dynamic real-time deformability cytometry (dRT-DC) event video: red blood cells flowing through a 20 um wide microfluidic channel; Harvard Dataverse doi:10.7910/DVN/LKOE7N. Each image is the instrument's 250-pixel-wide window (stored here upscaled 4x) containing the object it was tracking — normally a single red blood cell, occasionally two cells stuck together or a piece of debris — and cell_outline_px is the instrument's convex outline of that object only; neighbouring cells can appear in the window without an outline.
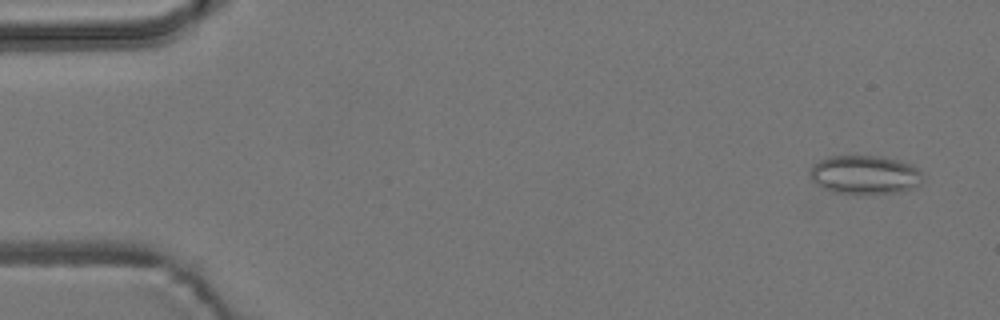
{"species": "common noctule bat (a hibernating species)", "species_latin": "Nyctalus noctula", "temperature_condition": "room temperature", "stored_images_in_passage": 4, "camera_frame_rate_fps": 3000, "um_per_image_px": 0.085, "animal": {"sex": "male", "body_mass_g": 19.2, "forearm_length_mm": 51.8}, "frame": {"image": 1, "passage_image": 1, "time_ms": 0.0, "image_size_px": [1000, 320], "cell_outline_px": [[924, 180], [916, 188], [896, 192], [860, 196], [856, 196], [832, 192], [816, 184], [812, 180], [808, 172], [812, 164], [828, 156], [880, 156], [900, 160], [912, 164], [924, 176]], "centroid_in_image_um": [73.51, 14.88], "position_along_channel_um": 11.5, "area_um2": 26.36}}